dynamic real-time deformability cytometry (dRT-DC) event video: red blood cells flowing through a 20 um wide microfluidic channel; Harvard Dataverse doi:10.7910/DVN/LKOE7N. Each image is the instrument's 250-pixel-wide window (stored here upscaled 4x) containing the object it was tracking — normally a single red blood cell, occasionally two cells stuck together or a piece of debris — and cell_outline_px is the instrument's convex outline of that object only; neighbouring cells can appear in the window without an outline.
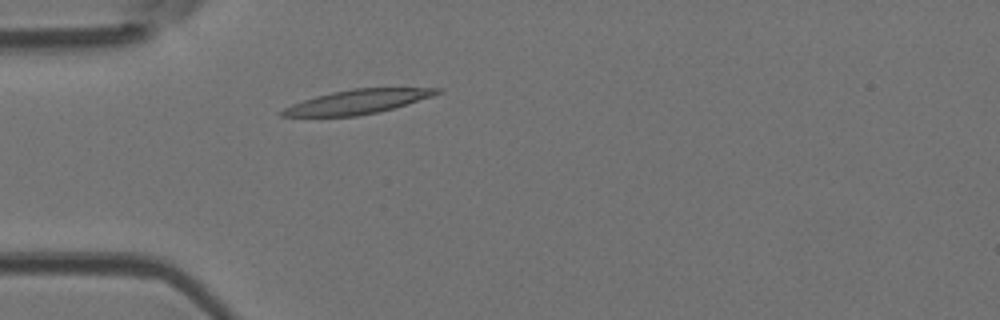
{"species": "Egyptian fruit bat (a non-hibernating species)", "species_latin": "Rousettus aegyptiacus", "temperature_condition": "room temperature", "stored_images_in_passage": 1, "camera_frame_rate_fps": 3000, "um_per_image_px": 0.085, "animal": {"sex": "female"}, "frame": {"image": 1, "passage_image": 1, "time_ms": 0.0, "image_size_px": [1000, 320], "cell_outline_px": [[444, 92], [432, 96], [392, 108], [376, 112], [356, 116], [280, 116], [276, 112], [292, 104], [316, 96], [332, 92], [352, 88], [444, 88]], "centroid_in_image_um": [30.37, 8.64], "position_along_channel_um": 54.6, "area_um2": 21.62}}